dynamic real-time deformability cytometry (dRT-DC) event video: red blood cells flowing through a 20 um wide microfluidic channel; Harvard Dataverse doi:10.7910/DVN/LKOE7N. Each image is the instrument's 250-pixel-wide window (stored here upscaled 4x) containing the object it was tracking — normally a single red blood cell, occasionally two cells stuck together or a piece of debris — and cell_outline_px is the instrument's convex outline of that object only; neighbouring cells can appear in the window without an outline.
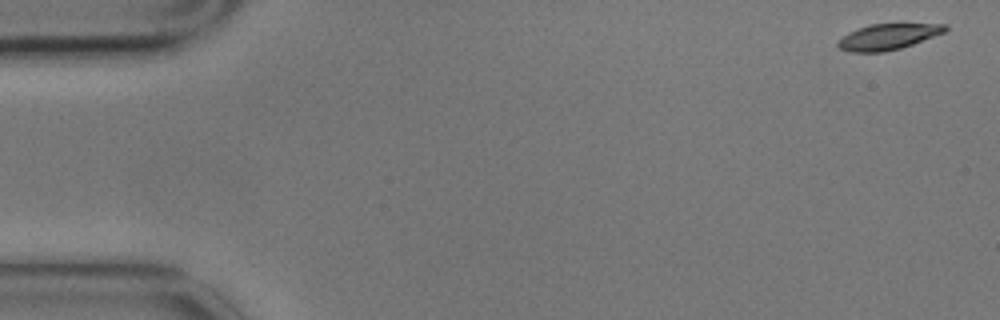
{"species": "common noctule bat (a hibernating species)", "species_latin": "Nyctalus noctula", "temperature_condition": "cold", "stored_images_in_passage": 4, "camera_frame_rate_fps": 3000, "um_per_image_px": 0.085, "animal": {"sex": "male", "body_mass_g": 17.9}, "frame": {"image": 1, "passage_image": 1, "time_ms": 0.0, "image_size_px": [1000, 320], "cell_outline_px": [[948, 28], [944, 32], [912, 44], [900, 48], [884, 52], [848, 52], [840, 48], [836, 44], [848, 32], [872, 24], [948, 24]], "centroid_in_image_um": [75.47, 3.13], "position_along_channel_um": 9.5, "area_um2": 15.84}}
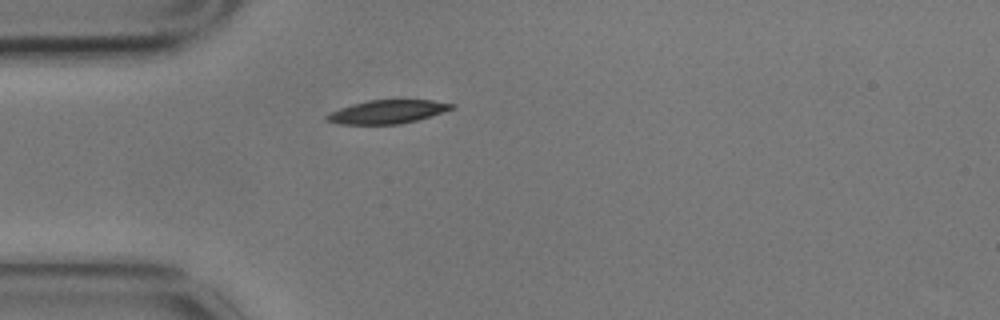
{"frame": {"image": 2, "passage_image": 4, "time_ms": 1.0, "image_size_px": [1000, 320], "cell_outline_px": [[456, 108], [416, 120], [400, 124], [340, 124], [324, 120], [324, 116], [340, 108], [352, 104], [368, 100], [432, 100], [456, 104]], "centroid_in_image_um": [32.94, 9.5], "position_along_channel_um": 52.1, "area_um2": 17.05}}